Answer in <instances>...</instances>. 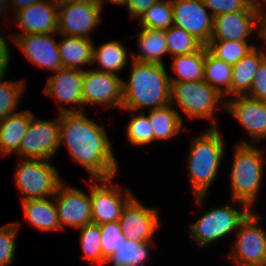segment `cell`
Wrapping results in <instances>:
<instances>
[{
    "label": "cell",
    "mask_w": 266,
    "mask_h": 266,
    "mask_svg": "<svg viewBox=\"0 0 266 266\" xmlns=\"http://www.w3.org/2000/svg\"><path fill=\"white\" fill-rule=\"evenodd\" d=\"M148 120L157 140H172L182 129L183 120L172 104L148 110Z\"/></svg>",
    "instance_id": "484cf974"
},
{
    "label": "cell",
    "mask_w": 266,
    "mask_h": 266,
    "mask_svg": "<svg viewBox=\"0 0 266 266\" xmlns=\"http://www.w3.org/2000/svg\"><path fill=\"white\" fill-rule=\"evenodd\" d=\"M9 0H0V15L4 14V12H6V10H8V6L6 5Z\"/></svg>",
    "instance_id": "c3c4849f"
},
{
    "label": "cell",
    "mask_w": 266,
    "mask_h": 266,
    "mask_svg": "<svg viewBox=\"0 0 266 266\" xmlns=\"http://www.w3.org/2000/svg\"><path fill=\"white\" fill-rule=\"evenodd\" d=\"M25 84L24 79L20 81L0 79V119L18 112L17 107L25 90Z\"/></svg>",
    "instance_id": "d590c367"
},
{
    "label": "cell",
    "mask_w": 266,
    "mask_h": 266,
    "mask_svg": "<svg viewBox=\"0 0 266 266\" xmlns=\"http://www.w3.org/2000/svg\"><path fill=\"white\" fill-rule=\"evenodd\" d=\"M158 210L144 206L134 196L122 209L119 224L127 239L140 243L153 242L160 226Z\"/></svg>",
    "instance_id": "9a60e30c"
},
{
    "label": "cell",
    "mask_w": 266,
    "mask_h": 266,
    "mask_svg": "<svg viewBox=\"0 0 266 266\" xmlns=\"http://www.w3.org/2000/svg\"><path fill=\"white\" fill-rule=\"evenodd\" d=\"M158 0H126L125 6L130 14V19H138L147 9Z\"/></svg>",
    "instance_id": "60d3db41"
},
{
    "label": "cell",
    "mask_w": 266,
    "mask_h": 266,
    "mask_svg": "<svg viewBox=\"0 0 266 266\" xmlns=\"http://www.w3.org/2000/svg\"><path fill=\"white\" fill-rule=\"evenodd\" d=\"M205 7L210 9L213 17L223 13L241 11L243 9H256L251 0H202Z\"/></svg>",
    "instance_id": "f35d334b"
},
{
    "label": "cell",
    "mask_w": 266,
    "mask_h": 266,
    "mask_svg": "<svg viewBox=\"0 0 266 266\" xmlns=\"http://www.w3.org/2000/svg\"><path fill=\"white\" fill-rule=\"evenodd\" d=\"M173 25L184 29L204 46L208 44L213 32L214 17L202 0H171Z\"/></svg>",
    "instance_id": "5bb4252c"
},
{
    "label": "cell",
    "mask_w": 266,
    "mask_h": 266,
    "mask_svg": "<svg viewBox=\"0 0 266 266\" xmlns=\"http://www.w3.org/2000/svg\"><path fill=\"white\" fill-rule=\"evenodd\" d=\"M22 201L25 218L42 231L61 230L54 197Z\"/></svg>",
    "instance_id": "d4e9b609"
},
{
    "label": "cell",
    "mask_w": 266,
    "mask_h": 266,
    "mask_svg": "<svg viewBox=\"0 0 266 266\" xmlns=\"http://www.w3.org/2000/svg\"><path fill=\"white\" fill-rule=\"evenodd\" d=\"M14 16L24 33L12 35L57 33L58 3L55 0L40 1L17 11Z\"/></svg>",
    "instance_id": "ffe728a7"
},
{
    "label": "cell",
    "mask_w": 266,
    "mask_h": 266,
    "mask_svg": "<svg viewBox=\"0 0 266 266\" xmlns=\"http://www.w3.org/2000/svg\"><path fill=\"white\" fill-rule=\"evenodd\" d=\"M15 169V185L22 201L53 197L64 182L50 160L21 158Z\"/></svg>",
    "instance_id": "52a82bcc"
},
{
    "label": "cell",
    "mask_w": 266,
    "mask_h": 266,
    "mask_svg": "<svg viewBox=\"0 0 266 266\" xmlns=\"http://www.w3.org/2000/svg\"><path fill=\"white\" fill-rule=\"evenodd\" d=\"M21 225L8 223L0 227V266H9L15 258L16 238Z\"/></svg>",
    "instance_id": "74e56055"
},
{
    "label": "cell",
    "mask_w": 266,
    "mask_h": 266,
    "mask_svg": "<svg viewBox=\"0 0 266 266\" xmlns=\"http://www.w3.org/2000/svg\"><path fill=\"white\" fill-rule=\"evenodd\" d=\"M262 219L253 210L239 225L236 242L228 254L236 265L266 263V232L259 226Z\"/></svg>",
    "instance_id": "9c48e42d"
},
{
    "label": "cell",
    "mask_w": 266,
    "mask_h": 266,
    "mask_svg": "<svg viewBox=\"0 0 266 266\" xmlns=\"http://www.w3.org/2000/svg\"><path fill=\"white\" fill-rule=\"evenodd\" d=\"M165 37L168 53L172 57L197 52L204 46L193 35L174 25L165 30Z\"/></svg>",
    "instance_id": "d6a6232c"
},
{
    "label": "cell",
    "mask_w": 266,
    "mask_h": 266,
    "mask_svg": "<svg viewBox=\"0 0 266 266\" xmlns=\"http://www.w3.org/2000/svg\"><path fill=\"white\" fill-rule=\"evenodd\" d=\"M236 266H266V263L264 264H242V265H236Z\"/></svg>",
    "instance_id": "681fc988"
},
{
    "label": "cell",
    "mask_w": 266,
    "mask_h": 266,
    "mask_svg": "<svg viewBox=\"0 0 266 266\" xmlns=\"http://www.w3.org/2000/svg\"><path fill=\"white\" fill-rule=\"evenodd\" d=\"M123 79L111 73L85 69L83 75V111L87 105H101L109 108L122 107Z\"/></svg>",
    "instance_id": "8fae6325"
},
{
    "label": "cell",
    "mask_w": 266,
    "mask_h": 266,
    "mask_svg": "<svg viewBox=\"0 0 266 266\" xmlns=\"http://www.w3.org/2000/svg\"><path fill=\"white\" fill-rule=\"evenodd\" d=\"M127 59L126 47L119 41H108L97 47L94 43L93 65L97 62L100 68L93 69L97 71L118 75L117 73L127 65Z\"/></svg>",
    "instance_id": "4316f807"
},
{
    "label": "cell",
    "mask_w": 266,
    "mask_h": 266,
    "mask_svg": "<svg viewBox=\"0 0 266 266\" xmlns=\"http://www.w3.org/2000/svg\"><path fill=\"white\" fill-rule=\"evenodd\" d=\"M129 80L123 79L122 110L143 111L169 105L171 82L164 64L140 63L134 60Z\"/></svg>",
    "instance_id": "7a4b0ae2"
},
{
    "label": "cell",
    "mask_w": 266,
    "mask_h": 266,
    "mask_svg": "<svg viewBox=\"0 0 266 266\" xmlns=\"http://www.w3.org/2000/svg\"><path fill=\"white\" fill-rule=\"evenodd\" d=\"M226 99V110L249 133L251 140L266 139V102L247 95Z\"/></svg>",
    "instance_id": "d6986e66"
},
{
    "label": "cell",
    "mask_w": 266,
    "mask_h": 266,
    "mask_svg": "<svg viewBox=\"0 0 266 266\" xmlns=\"http://www.w3.org/2000/svg\"><path fill=\"white\" fill-rule=\"evenodd\" d=\"M58 33L12 35L16 47H19L27 59L38 67L58 71L63 68L58 42L54 36Z\"/></svg>",
    "instance_id": "ac0fdd59"
},
{
    "label": "cell",
    "mask_w": 266,
    "mask_h": 266,
    "mask_svg": "<svg viewBox=\"0 0 266 266\" xmlns=\"http://www.w3.org/2000/svg\"><path fill=\"white\" fill-rule=\"evenodd\" d=\"M59 148V119L47 121L36 119L33 115L20 145V157L51 161Z\"/></svg>",
    "instance_id": "30bf717a"
},
{
    "label": "cell",
    "mask_w": 266,
    "mask_h": 266,
    "mask_svg": "<svg viewBox=\"0 0 266 266\" xmlns=\"http://www.w3.org/2000/svg\"><path fill=\"white\" fill-rule=\"evenodd\" d=\"M129 112L136 113L128 125L124 126L129 143L133 146H144L153 143L154 134L148 116L143 111L130 110Z\"/></svg>",
    "instance_id": "e575fe53"
},
{
    "label": "cell",
    "mask_w": 266,
    "mask_h": 266,
    "mask_svg": "<svg viewBox=\"0 0 266 266\" xmlns=\"http://www.w3.org/2000/svg\"><path fill=\"white\" fill-rule=\"evenodd\" d=\"M247 96L266 102V57L260 62Z\"/></svg>",
    "instance_id": "ab89813d"
},
{
    "label": "cell",
    "mask_w": 266,
    "mask_h": 266,
    "mask_svg": "<svg viewBox=\"0 0 266 266\" xmlns=\"http://www.w3.org/2000/svg\"><path fill=\"white\" fill-rule=\"evenodd\" d=\"M33 115L24 110L0 119V153L3 156L20 155V145Z\"/></svg>",
    "instance_id": "44dd1931"
},
{
    "label": "cell",
    "mask_w": 266,
    "mask_h": 266,
    "mask_svg": "<svg viewBox=\"0 0 266 266\" xmlns=\"http://www.w3.org/2000/svg\"><path fill=\"white\" fill-rule=\"evenodd\" d=\"M53 197L61 230L65 225L79 229L92 223L90 194L62 183Z\"/></svg>",
    "instance_id": "e0dca14e"
},
{
    "label": "cell",
    "mask_w": 266,
    "mask_h": 266,
    "mask_svg": "<svg viewBox=\"0 0 266 266\" xmlns=\"http://www.w3.org/2000/svg\"><path fill=\"white\" fill-rule=\"evenodd\" d=\"M239 206L230 205L215 207L204 212L190 224L188 229L191 239L199 246H208L231 232H235L239 225L253 211L246 204L235 201Z\"/></svg>",
    "instance_id": "5b68a950"
},
{
    "label": "cell",
    "mask_w": 266,
    "mask_h": 266,
    "mask_svg": "<svg viewBox=\"0 0 266 266\" xmlns=\"http://www.w3.org/2000/svg\"><path fill=\"white\" fill-rule=\"evenodd\" d=\"M188 154V172L196 203L204 205L209 187L216 179L225 145L217 127H208L205 132L193 138Z\"/></svg>",
    "instance_id": "3957f363"
},
{
    "label": "cell",
    "mask_w": 266,
    "mask_h": 266,
    "mask_svg": "<svg viewBox=\"0 0 266 266\" xmlns=\"http://www.w3.org/2000/svg\"><path fill=\"white\" fill-rule=\"evenodd\" d=\"M263 151L247 141L236 145L230 176L231 195L234 201L246 204L251 210L257 201L262 183Z\"/></svg>",
    "instance_id": "277c9868"
},
{
    "label": "cell",
    "mask_w": 266,
    "mask_h": 266,
    "mask_svg": "<svg viewBox=\"0 0 266 266\" xmlns=\"http://www.w3.org/2000/svg\"><path fill=\"white\" fill-rule=\"evenodd\" d=\"M206 47L212 55L233 66L256 46L241 41H209Z\"/></svg>",
    "instance_id": "836d02e7"
},
{
    "label": "cell",
    "mask_w": 266,
    "mask_h": 266,
    "mask_svg": "<svg viewBox=\"0 0 266 266\" xmlns=\"http://www.w3.org/2000/svg\"><path fill=\"white\" fill-rule=\"evenodd\" d=\"M152 245V242L140 243L127 239L118 248L117 253H113L107 260L106 264L112 263L113 266H144L150 256L149 248Z\"/></svg>",
    "instance_id": "f546056e"
},
{
    "label": "cell",
    "mask_w": 266,
    "mask_h": 266,
    "mask_svg": "<svg viewBox=\"0 0 266 266\" xmlns=\"http://www.w3.org/2000/svg\"><path fill=\"white\" fill-rule=\"evenodd\" d=\"M224 96L204 80L171 82V104H177L187 117L213 120L210 127H217L215 109L220 104L226 108Z\"/></svg>",
    "instance_id": "8992f818"
},
{
    "label": "cell",
    "mask_w": 266,
    "mask_h": 266,
    "mask_svg": "<svg viewBox=\"0 0 266 266\" xmlns=\"http://www.w3.org/2000/svg\"><path fill=\"white\" fill-rule=\"evenodd\" d=\"M80 229V244L86 260L91 265H103L107 260L102 256L101 232L98 224L89 223Z\"/></svg>",
    "instance_id": "4dcf8cb0"
},
{
    "label": "cell",
    "mask_w": 266,
    "mask_h": 266,
    "mask_svg": "<svg viewBox=\"0 0 266 266\" xmlns=\"http://www.w3.org/2000/svg\"><path fill=\"white\" fill-rule=\"evenodd\" d=\"M102 8L96 2L58 4V35L91 38V32L101 24Z\"/></svg>",
    "instance_id": "7c38bea8"
},
{
    "label": "cell",
    "mask_w": 266,
    "mask_h": 266,
    "mask_svg": "<svg viewBox=\"0 0 266 266\" xmlns=\"http://www.w3.org/2000/svg\"><path fill=\"white\" fill-rule=\"evenodd\" d=\"M83 75L84 70L62 68L56 71V74L54 73L47 80L44 92L46 95L55 98V100L57 99L60 113L83 112ZM63 104H68L73 108L66 109ZM77 106H79V108Z\"/></svg>",
    "instance_id": "2e32d148"
},
{
    "label": "cell",
    "mask_w": 266,
    "mask_h": 266,
    "mask_svg": "<svg viewBox=\"0 0 266 266\" xmlns=\"http://www.w3.org/2000/svg\"><path fill=\"white\" fill-rule=\"evenodd\" d=\"M258 28V29H257ZM261 12L257 9L223 13L214 17L213 32L210 41L249 42L254 32L260 39ZM257 29V30H255Z\"/></svg>",
    "instance_id": "4fadbf2b"
},
{
    "label": "cell",
    "mask_w": 266,
    "mask_h": 266,
    "mask_svg": "<svg viewBox=\"0 0 266 266\" xmlns=\"http://www.w3.org/2000/svg\"><path fill=\"white\" fill-rule=\"evenodd\" d=\"M232 65L212 55L206 47L203 80L223 96L231 97Z\"/></svg>",
    "instance_id": "f1b7e54d"
},
{
    "label": "cell",
    "mask_w": 266,
    "mask_h": 266,
    "mask_svg": "<svg viewBox=\"0 0 266 266\" xmlns=\"http://www.w3.org/2000/svg\"><path fill=\"white\" fill-rule=\"evenodd\" d=\"M139 53H131V60L140 63L164 64L162 56L168 54L165 30L142 28L138 33Z\"/></svg>",
    "instance_id": "603a6c76"
},
{
    "label": "cell",
    "mask_w": 266,
    "mask_h": 266,
    "mask_svg": "<svg viewBox=\"0 0 266 266\" xmlns=\"http://www.w3.org/2000/svg\"><path fill=\"white\" fill-rule=\"evenodd\" d=\"M101 232L102 256L108 260L113 253H117L126 236L120 228L119 221L107 222L99 225Z\"/></svg>",
    "instance_id": "8d00e7d4"
},
{
    "label": "cell",
    "mask_w": 266,
    "mask_h": 266,
    "mask_svg": "<svg viewBox=\"0 0 266 266\" xmlns=\"http://www.w3.org/2000/svg\"><path fill=\"white\" fill-rule=\"evenodd\" d=\"M205 57L206 46L194 53L172 57V68L176 77L169 75L170 82L203 80Z\"/></svg>",
    "instance_id": "83f0119b"
},
{
    "label": "cell",
    "mask_w": 266,
    "mask_h": 266,
    "mask_svg": "<svg viewBox=\"0 0 266 266\" xmlns=\"http://www.w3.org/2000/svg\"><path fill=\"white\" fill-rule=\"evenodd\" d=\"M58 4H65V3H78V2H95V0H55Z\"/></svg>",
    "instance_id": "7dc6e473"
},
{
    "label": "cell",
    "mask_w": 266,
    "mask_h": 266,
    "mask_svg": "<svg viewBox=\"0 0 266 266\" xmlns=\"http://www.w3.org/2000/svg\"><path fill=\"white\" fill-rule=\"evenodd\" d=\"M260 39L266 42V11L261 13Z\"/></svg>",
    "instance_id": "ee69618b"
},
{
    "label": "cell",
    "mask_w": 266,
    "mask_h": 266,
    "mask_svg": "<svg viewBox=\"0 0 266 266\" xmlns=\"http://www.w3.org/2000/svg\"><path fill=\"white\" fill-rule=\"evenodd\" d=\"M104 1H110V2H112V4L114 3V4H117V5H123V6H125V2H126V0H95V2L102 8V6H103V3H104Z\"/></svg>",
    "instance_id": "bcb514c9"
},
{
    "label": "cell",
    "mask_w": 266,
    "mask_h": 266,
    "mask_svg": "<svg viewBox=\"0 0 266 266\" xmlns=\"http://www.w3.org/2000/svg\"><path fill=\"white\" fill-rule=\"evenodd\" d=\"M58 49L63 68L83 70L84 66L93 64L94 41L88 38L60 35Z\"/></svg>",
    "instance_id": "7402d4cb"
},
{
    "label": "cell",
    "mask_w": 266,
    "mask_h": 266,
    "mask_svg": "<svg viewBox=\"0 0 266 266\" xmlns=\"http://www.w3.org/2000/svg\"><path fill=\"white\" fill-rule=\"evenodd\" d=\"M266 57V50L255 47L249 54L232 66L231 97L247 95L259 68Z\"/></svg>",
    "instance_id": "cb8c5ba5"
},
{
    "label": "cell",
    "mask_w": 266,
    "mask_h": 266,
    "mask_svg": "<svg viewBox=\"0 0 266 266\" xmlns=\"http://www.w3.org/2000/svg\"><path fill=\"white\" fill-rule=\"evenodd\" d=\"M11 5H12V9H14V12H12L13 14L16 13L17 11L26 8L30 5H33L35 3H38L40 1H45V0H10Z\"/></svg>",
    "instance_id": "7bdbcfd3"
},
{
    "label": "cell",
    "mask_w": 266,
    "mask_h": 266,
    "mask_svg": "<svg viewBox=\"0 0 266 266\" xmlns=\"http://www.w3.org/2000/svg\"><path fill=\"white\" fill-rule=\"evenodd\" d=\"M60 147L95 179L116 177L118 165L104 126L83 112L59 113Z\"/></svg>",
    "instance_id": "6da1fadb"
},
{
    "label": "cell",
    "mask_w": 266,
    "mask_h": 266,
    "mask_svg": "<svg viewBox=\"0 0 266 266\" xmlns=\"http://www.w3.org/2000/svg\"><path fill=\"white\" fill-rule=\"evenodd\" d=\"M5 35L0 34V79L5 78L10 62V46Z\"/></svg>",
    "instance_id": "b9f144b4"
},
{
    "label": "cell",
    "mask_w": 266,
    "mask_h": 266,
    "mask_svg": "<svg viewBox=\"0 0 266 266\" xmlns=\"http://www.w3.org/2000/svg\"><path fill=\"white\" fill-rule=\"evenodd\" d=\"M251 3L259 12L262 13V12L266 11V9L263 10V8H262V3L266 7V0H261V1L260 0H251Z\"/></svg>",
    "instance_id": "f6af8a7d"
},
{
    "label": "cell",
    "mask_w": 266,
    "mask_h": 266,
    "mask_svg": "<svg viewBox=\"0 0 266 266\" xmlns=\"http://www.w3.org/2000/svg\"><path fill=\"white\" fill-rule=\"evenodd\" d=\"M113 178L95 179L99 182L96 184L86 182L90 190L92 223L119 221L122 209L134 197L130 190L124 193L121 187L114 185Z\"/></svg>",
    "instance_id": "ba28073f"
},
{
    "label": "cell",
    "mask_w": 266,
    "mask_h": 266,
    "mask_svg": "<svg viewBox=\"0 0 266 266\" xmlns=\"http://www.w3.org/2000/svg\"><path fill=\"white\" fill-rule=\"evenodd\" d=\"M173 17L171 0H158L138 18L141 28L166 30L173 25Z\"/></svg>",
    "instance_id": "1f68e13d"
}]
</instances>
